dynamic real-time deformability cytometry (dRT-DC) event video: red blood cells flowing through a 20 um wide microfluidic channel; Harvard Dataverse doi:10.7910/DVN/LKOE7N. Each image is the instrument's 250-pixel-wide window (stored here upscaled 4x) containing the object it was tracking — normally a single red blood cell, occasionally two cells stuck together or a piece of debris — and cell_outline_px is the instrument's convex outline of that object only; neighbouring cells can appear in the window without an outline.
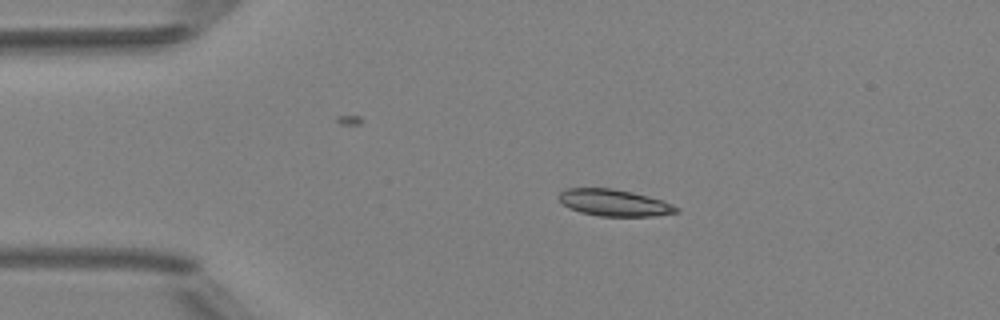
{"species": "Egyptian fruit bat (a non-hibernating species)", "species_latin": "Rousettus aegyptiacus", "temperature_condition": "room temperature", "stored_images_in_passage": 3, "camera_frame_rate_fps": 3000, "um_per_image_px": 0.085, "animal": {"sex": "female"}, "frame": {"image": 1, "passage_image": 2, "time_ms": 2.0, "image_size_px": [1000, 320], "cell_outline_px": [[680, 212], [656, 216], [600, 216], [580, 212], [568, 208], [560, 200], [560, 192], [564, 188], [612, 188], [632, 192], [664, 200], [680, 208]], "centroid_in_image_um": [52.25, 17.23], "position_along_channel_um": 32.7, "area_um2": 18.38}}